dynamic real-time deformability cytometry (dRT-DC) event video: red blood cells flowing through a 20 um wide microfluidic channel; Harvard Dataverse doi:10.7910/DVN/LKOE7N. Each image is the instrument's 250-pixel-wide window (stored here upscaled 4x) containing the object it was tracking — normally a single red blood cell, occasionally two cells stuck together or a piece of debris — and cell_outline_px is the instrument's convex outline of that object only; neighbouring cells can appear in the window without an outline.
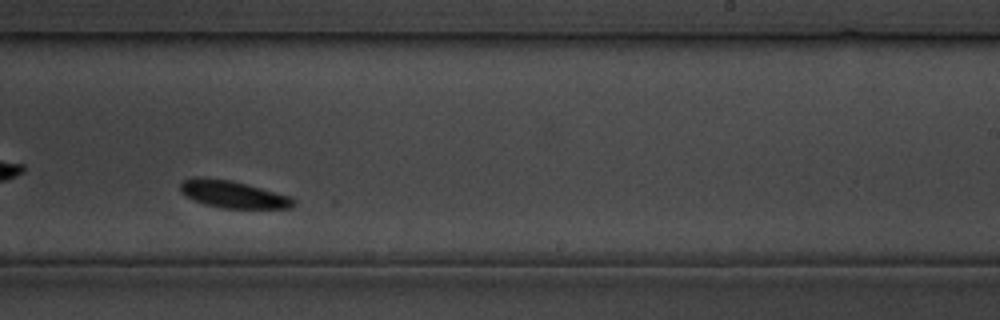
{"species": "common noctule bat (a hibernating species)", "species_latin": "Nyctalus noctula", "temperature_condition": "cold", "stored_images_in_passage": 38, "camera_frame_rate_fps": 3000, "um_per_image_px": 0.085, "animal": {"sex": "male", "body_mass_g": 19.5, "forearm_length_mm": 54.6}, "frame": {"image": 1, "passage_image": 27, "time_ms": 31.333, "image_size_px": [1000, 320], "cell_outline_px": [[296, 204], [292, 208], [224, 208], [204, 204], [188, 196], [180, 188], [180, 184], [184, 180], [192, 176], [200, 176], [232, 180], [292, 196], [296, 200]], "centroid_in_image_um": [19.87, 16.5], "position_along_channel_um": 269.1, "area_um2": 18.03}}